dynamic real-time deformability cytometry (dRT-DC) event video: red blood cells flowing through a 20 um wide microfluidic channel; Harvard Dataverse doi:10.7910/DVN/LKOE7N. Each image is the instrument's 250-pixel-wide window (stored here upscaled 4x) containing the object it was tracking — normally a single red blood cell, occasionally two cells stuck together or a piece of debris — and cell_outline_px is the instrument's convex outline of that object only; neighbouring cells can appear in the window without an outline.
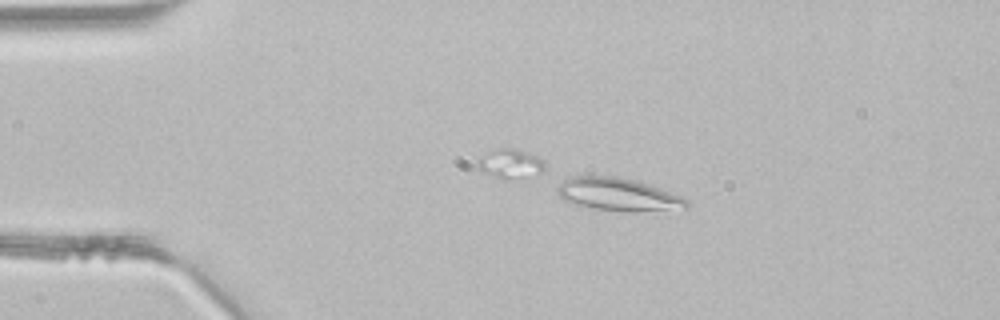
{"species": "common noctule bat (a hibernating species)", "species_latin": "Nyctalus noctula", "temperature_condition": "room temperature", "stored_images_in_passage": 3, "camera_frame_rate_fps": 3000, "um_per_image_px": 0.085, "animal": {"sex": "male", "body_mass_g": 21.5, "forearm_length_mm": 52.0}, "frame": {"image": 1, "passage_image": 2, "time_ms": 0.333, "image_size_px": [1000, 320], "cell_outline_px": [[688, 208], [636, 212], [624, 212], [592, 208], [576, 204], [564, 200], [556, 192], [556, 188], [564, 180], [572, 176], [616, 176], [632, 180], [680, 196], [688, 200]], "centroid_in_image_um": [52.5, 16.55], "position_along_channel_um": 32.5, "area_um2": 24.39}}